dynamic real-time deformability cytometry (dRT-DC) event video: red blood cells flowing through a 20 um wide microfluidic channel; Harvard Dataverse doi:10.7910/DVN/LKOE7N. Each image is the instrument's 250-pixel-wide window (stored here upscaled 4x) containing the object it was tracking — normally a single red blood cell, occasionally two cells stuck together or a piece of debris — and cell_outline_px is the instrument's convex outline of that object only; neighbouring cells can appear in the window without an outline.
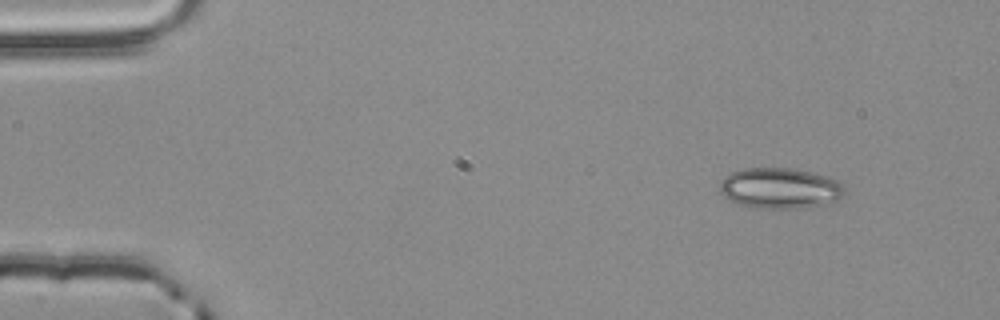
{"species": "common noctule bat (a hibernating species)", "species_latin": "Nyctalus noctula", "temperature_condition": "room temperature", "stored_images_in_passage": 3, "camera_frame_rate_fps": 3000, "um_per_image_px": 0.085, "animal": {"sex": "male", "body_mass_g": 20.4}, "frame": {"image": 1, "passage_image": 1, "time_ms": 0.0, "image_size_px": [1000, 320], "cell_outline_px": [[848, 192], [840, 200], [800, 208], [752, 208], [736, 204], [728, 200], [720, 192], [720, 180], [724, 176], [732, 172], [744, 168], [792, 168], [828, 176], [836, 180]], "centroid_in_image_um": [66.28, 16.0], "position_along_channel_um": 18.7, "area_um2": 29.88}}